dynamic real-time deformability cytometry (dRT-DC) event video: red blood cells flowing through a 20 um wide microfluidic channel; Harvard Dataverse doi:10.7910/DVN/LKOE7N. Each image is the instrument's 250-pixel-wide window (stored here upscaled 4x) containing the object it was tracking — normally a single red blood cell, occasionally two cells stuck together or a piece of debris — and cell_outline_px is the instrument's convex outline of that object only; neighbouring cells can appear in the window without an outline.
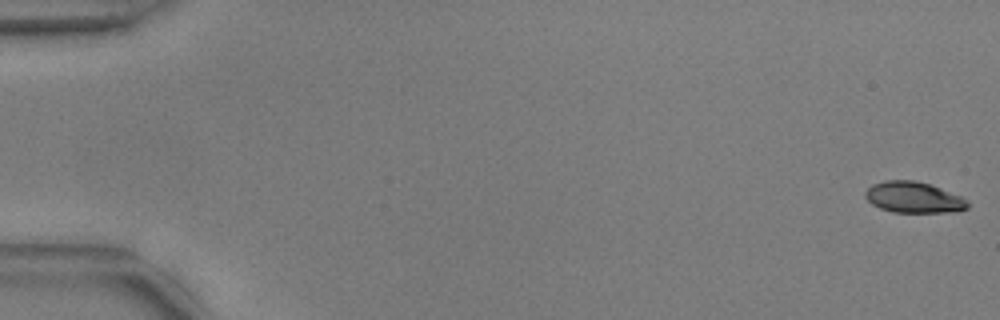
{"species": "common noctule bat (a hibernating species)", "species_latin": "Nyctalus noctula", "temperature_condition": "warm", "stored_images_in_passage": 8, "camera_frame_rate_fps": 3000, "um_per_image_px": 0.085, "animal": {"sex": "male", "body_mass_g": 17.9, "forearm_length_mm": 54.2}, "frame": {"image": 1, "passage_image": 1, "time_ms": 0.0, "image_size_px": [1000, 320], "cell_outline_px": [[968, 208], [956, 212], [892, 212], [880, 208], [872, 204], [864, 196], [864, 192], [872, 184], [884, 180], [916, 180], [940, 188], [960, 196], [968, 204]], "centroid_in_image_um": [77.61, 16.77], "position_along_channel_um": 7.4, "area_um2": 18.44}}